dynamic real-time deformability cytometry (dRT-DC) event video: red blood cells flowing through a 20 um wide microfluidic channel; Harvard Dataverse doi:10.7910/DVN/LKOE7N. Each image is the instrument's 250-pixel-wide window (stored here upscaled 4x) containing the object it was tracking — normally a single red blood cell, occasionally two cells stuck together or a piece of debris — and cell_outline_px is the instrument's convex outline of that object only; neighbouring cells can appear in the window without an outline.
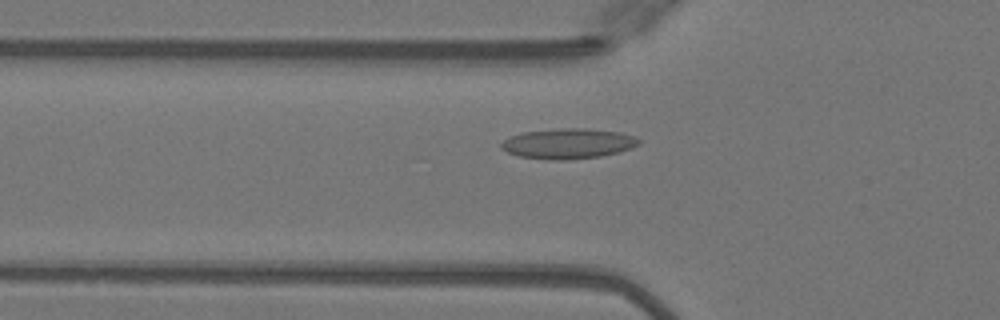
{"species": "Egyptian fruit bat (a non-hibernating species)", "species_latin": "Rousettus aegyptiacus", "temperature_condition": "warm", "stored_images_in_passage": 35, "camera_frame_rate_fps": 3000, "um_per_image_px": 0.085, "animal": {"sex": "female"}, "frame": {"image": 1, "passage_image": 2, "time_ms": 0.333, "image_size_px": [1000, 320], "cell_outline_px": [[640, 144], [632, 148], [620, 152], [600, 156], [564, 160], [552, 160], [520, 156], [508, 152], [500, 148], [500, 144], [508, 136], [520, 132], [560, 128], [584, 128], [620, 132], [636, 136], [640, 140]], "centroid_in_image_um": [48.29, 12.19], "position_along_channel_um": 77.5, "area_um2": 24.45}}
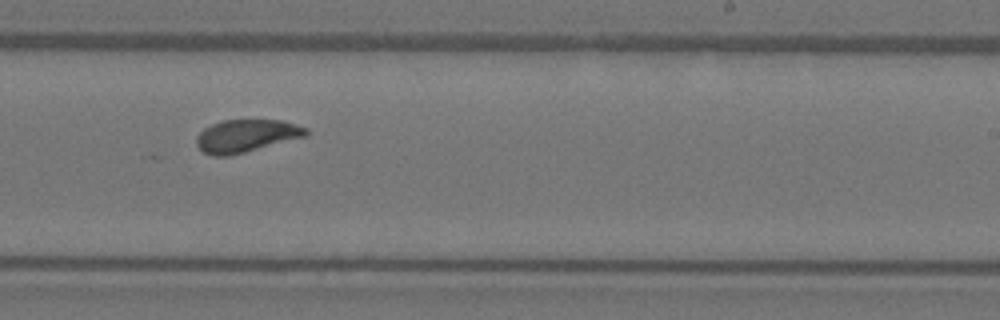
{"frame": {"image": 2, "passage_image": 16, "time_ms": 5.0, "image_size_px": [1000, 320], "cell_outline_px": [[308, 136], [228, 156], [212, 156], [204, 152], [196, 144], [196, 136], [204, 128], [212, 124], [224, 120], [284, 120], [308, 128]], "centroid_in_image_um": [20.95, 11.54], "position_along_channel_um": 268.0, "area_um2": 20.87}}
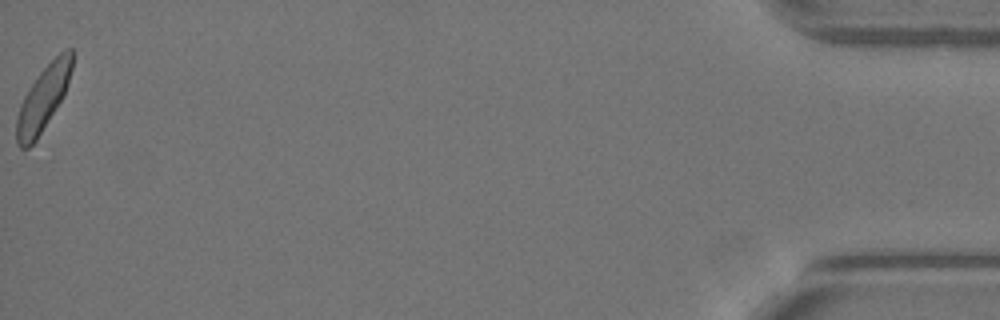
{"frame": {"image": 3, "passage_image": 35, "time_ms": 11.333, "image_size_px": [1000, 320], "cell_outline_px": [[72, 68], [64, 96], [36, 140], [28, 148], [20, 148], [16, 144], [16, 120], [20, 104], [28, 88], [40, 72], [64, 48], [72, 48]], "centroid_in_image_um": [3.66, 8.38], "position_along_channel_um": 431.5, "area_um2": 20.81}, "authors_computed_cell_mechanics": {"area_um2": 20.8658, "velocity_mm_per_s": 4.0727, "shape_relaxation_time_tau1_ms": 3.98, "shape_relaxation_time_tau2_ms": 0.8841, "deformation_change_tau1": 0.1344, "deformation_change_tau2": 0.0748}}